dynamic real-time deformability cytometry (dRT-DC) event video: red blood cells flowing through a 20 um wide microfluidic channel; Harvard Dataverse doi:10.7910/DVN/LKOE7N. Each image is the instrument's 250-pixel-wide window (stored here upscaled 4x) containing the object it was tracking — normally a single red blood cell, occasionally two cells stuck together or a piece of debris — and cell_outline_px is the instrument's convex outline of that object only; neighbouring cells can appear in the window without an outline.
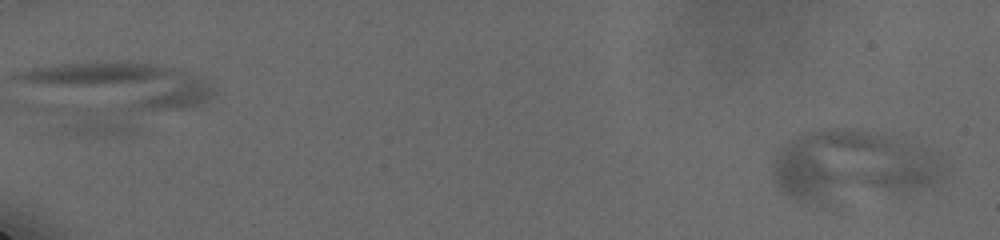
{"species": "human", "species_latin": "Homo sapiens", "temperature_condition": "cold", "stored_images_in_passage": 24, "camera_frame_rate_fps": 3000, "um_per_image_px": 0.085, "donor": {"sex": "male"}, "frame": {"image": 1, "passage_image": 2, "time_ms": 0.333, "image_size_px": [1000, 240], "cell_outline_px": [[932, 180], [928, 184], [912, 188], [820, 200], [800, 200], [784, 192], [776, 184], [772, 176], [772, 160], [788, 140], [804, 132], [828, 128], [840, 128], [868, 132], [920, 148], [924, 152], [932, 176]], "centroid_in_image_um": [72.0, 14.02], "position_along_channel_um": 13.0, "area_um2": 63.93}}